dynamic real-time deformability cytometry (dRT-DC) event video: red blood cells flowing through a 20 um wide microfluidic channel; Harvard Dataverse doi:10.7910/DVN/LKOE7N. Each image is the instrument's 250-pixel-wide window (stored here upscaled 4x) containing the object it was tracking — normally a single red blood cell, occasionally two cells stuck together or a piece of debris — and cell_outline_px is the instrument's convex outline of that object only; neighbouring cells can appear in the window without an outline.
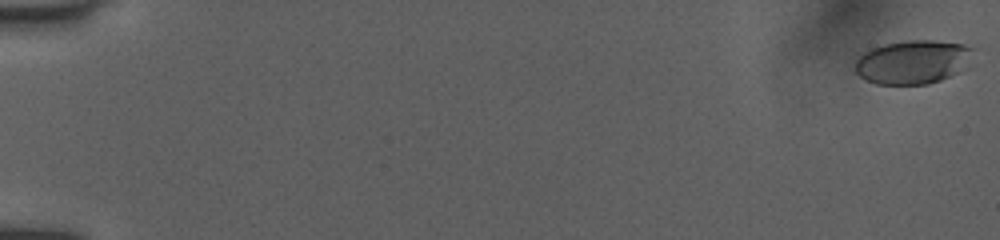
{"species": "human", "species_latin": "Homo sapiens", "temperature_condition": "room temperature", "stored_images_in_passage": 12, "camera_frame_rate_fps": 3000, "um_per_image_px": 0.085, "donor": {"sex": "female"}, "frame": {"image": 1, "passage_image": 1, "time_ms": 0.0, "image_size_px": [1000, 240], "cell_outline_px": [[972, 48], [960, 72], [940, 80], [928, 84], [876, 84], [860, 76], [856, 72], [856, 60], [864, 52], [872, 48], [884, 44], [908, 40], [932, 40], [964, 44]], "centroid_in_image_um": [77.54, 5.27], "position_along_channel_um": 7.5, "area_um2": 29.54}}
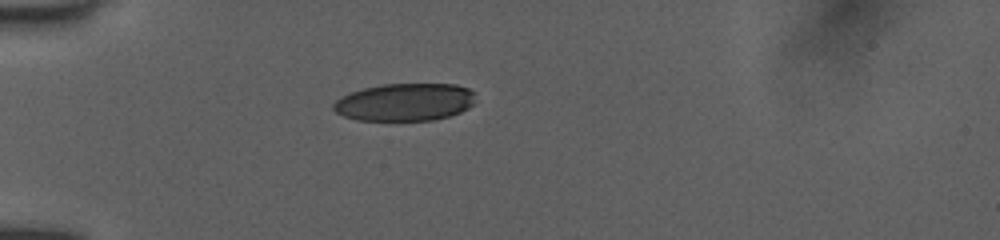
{"frame": {"image": 2, "passage_image": 6, "time_ms": 5.333, "image_size_px": [1000, 240], "cell_outline_px": [[476, 100], [468, 108], [460, 112], [448, 116], [432, 120], [356, 120], [344, 116], [336, 112], [332, 108], [332, 104], [340, 96], [364, 88], [384, 84], [456, 84], [468, 88], [476, 92]], "centroid_in_image_um": [34.43, 8.67], "position_along_channel_um": 50.6, "area_um2": 31.27}}
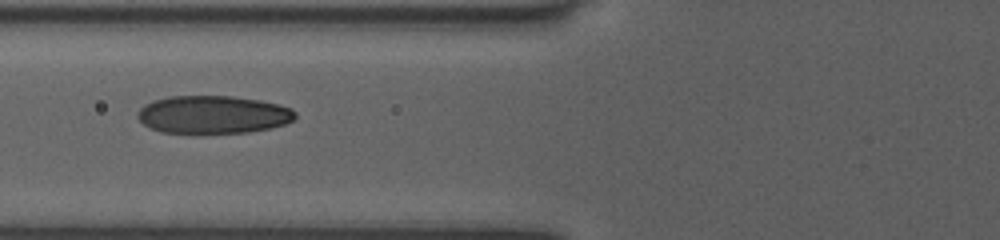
{"frame": {"image": 3, "passage_image": 10, "time_ms": 7.333, "image_size_px": [1000, 240], "cell_outline_px": [[296, 116], [292, 120], [284, 124], [268, 128], [248, 132], [160, 132], [144, 124], [136, 116], [136, 112], [144, 104], [152, 100], [168, 96], [232, 96], [260, 100], [280, 104], [292, 108], [296, 112]], "centroid_in_image_um": [18.09, 9.71], "position_along_channel_um": 107.7, "area_um2": 34.68}}